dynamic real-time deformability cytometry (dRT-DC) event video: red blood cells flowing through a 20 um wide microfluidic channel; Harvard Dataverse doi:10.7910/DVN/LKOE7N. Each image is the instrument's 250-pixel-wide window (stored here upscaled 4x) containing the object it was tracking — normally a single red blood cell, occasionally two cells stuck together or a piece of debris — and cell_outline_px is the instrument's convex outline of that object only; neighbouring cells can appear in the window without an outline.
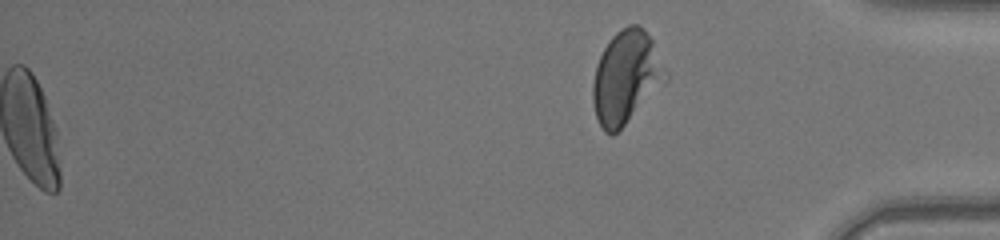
{"species": "human", "species_latin": "Homo sapiens", "temperature_condition": "warm", "stored_images_in_passage": 47, "segment_of_instrument_passage": [2, 2], "camera_frame_rate_fps": 3000, "um_per_image_px": 0.085, "donor": {"sex": "female"}, "frame": {"image": 1, "passage_image": 47, "time_ms": 15.333, "image_size_px": [1000, 240], "cell_outline_px": [[668, 80], [612, 136], [604, 132], [596, 116], [592, 100], [592, 84], [596, 64], [604, 48], [612, 36], [620, 28], [628, 24], [640, 24], [644, 28], [652, 40], [668, 76]], "centroid_in_image_um": [53.2, 6.54], "position_along_channel_um": 382.0, "area_um2": 39.07}}